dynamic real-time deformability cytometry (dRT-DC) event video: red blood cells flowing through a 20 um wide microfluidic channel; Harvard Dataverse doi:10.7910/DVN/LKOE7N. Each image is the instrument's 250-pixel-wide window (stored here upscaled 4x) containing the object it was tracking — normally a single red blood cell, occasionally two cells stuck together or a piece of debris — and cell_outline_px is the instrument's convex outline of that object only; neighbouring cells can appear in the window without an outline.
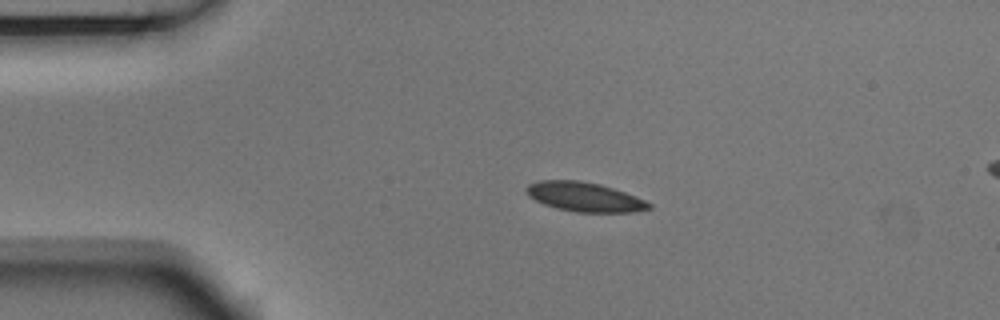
{"species": "Egyptian fruit bat (a non-hibernating species)", "species_latin": "Rousettus aegyptiacus", "temperature_condition": "room temperature", "stored_images_in_passage": 3, "camera_frame_rate_fps": 3000, "um_per_image_px": 0.085, "animal": {"sex": "male"}, "frame": {"image": 1, "passage_image": 2, "time_ms": 0.333, "image_size_px": [1000, 320], "cell_outline_px": [[652, 208], [632, 212], [576, 212], [556, 208], [544, 204], [528, 196], [524, 188], [528, 184], [540, 180], [580, 180], [600, 184], [624, 192], [644, 200], [652, 204]], "centroid_in_image_um": [49.65, 16.73], "position_along_channel_um": 35.4, "area_um2": 20.92}}